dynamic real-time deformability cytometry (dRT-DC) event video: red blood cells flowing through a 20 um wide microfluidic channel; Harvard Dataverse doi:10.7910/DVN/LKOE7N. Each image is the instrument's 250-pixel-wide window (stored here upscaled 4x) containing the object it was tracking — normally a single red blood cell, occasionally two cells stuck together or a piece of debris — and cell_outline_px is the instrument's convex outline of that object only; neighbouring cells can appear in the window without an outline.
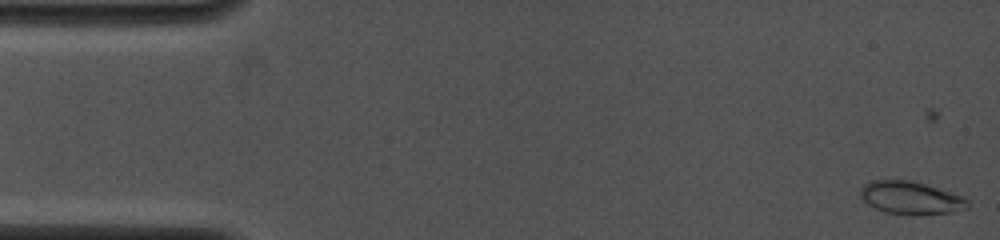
{"species": "common noctule bat (a hibernating species)", "species_latin": "Nyctalus noctula", "temperature_condition": "cold", "stored_images_in_passage": 31, "camera_frame_rate_fps": 4000, "um_per_image_px": 0.085, "animal": {"sex": "female", "body_mass_g": 19.0, "forearm_length_mm": 53.3}, "frame": {"image": 1, "passage_image": 2, "time_ms": 0.5, "image_size_px": [1000, 240], "cell_outline_px": [[968, 208], [948, 212], [916, 216], [908, 216], [884, 212], [868, 204], [860, 196], [860, 188], [868, 180], [908, 180], [924, 184], [964, 196], [968, 200]], "centroid_in_image_um": [77.39, 16.83], "position_along_channel_um": 7.6, "area_um2": 20.69}}
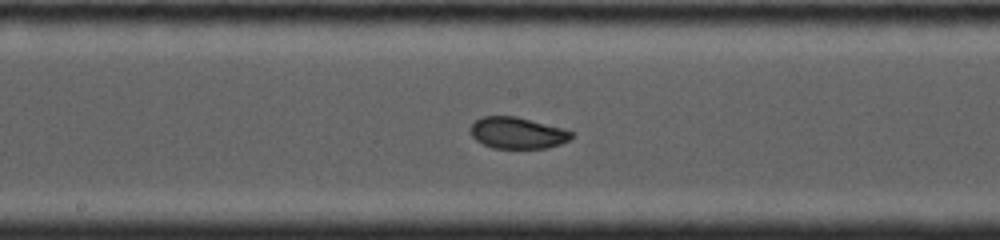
{"frame": {"image": 2, "passage_image": 17, "time_ms": 8.5, "image_size_px": [1000, 240], "cell_outline_px": [[576, 132], [568, 140], [560, 144], [548, 148], [492, 148], [476, 140], [468, 132], [468, 128], [480, 116], [516, 116], [564, 128]], "centroid_in_image_um": [43.97, 11.29], "position_along_channel_um": 204.2, "area_um2": 18.79}}
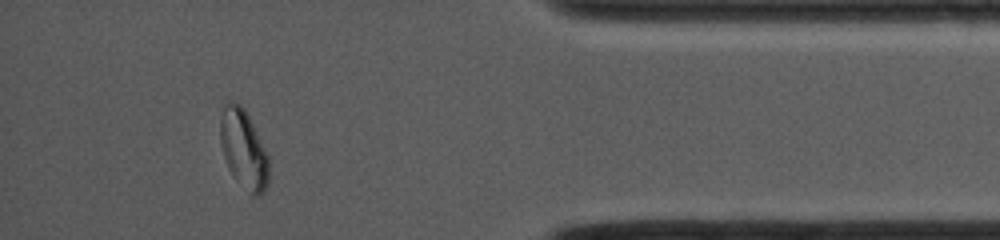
{"frame": {"image": 3, "passage_image": 28, "time_ms": 14.25, "image_size_px": [1000, 240], "cell_outline_px": [[268, 184], [264, 192], [260, 196], [252, 196], [232, 176], [228, 168], [220, 144], [220, 116], [224, 104], [228, 100], [232, 100], [240, 104], [244, 108], [268, 156]], "centroid_in_image_um": [20.68, 12.69], "position_along_channel_um": 414.5, "area_um2": 22.37}, "authors_computed_cell_mechanics": {"area_um2": 19.5942, "velocity_mm_per_s": 4.0581, "shape_relaxation_time_tau1_ms": null, "shape_relaxation_time_tau2_ms": 0.8641, "deformation_change_tau1": null, "deformation_change_tau2": 0.0398}}